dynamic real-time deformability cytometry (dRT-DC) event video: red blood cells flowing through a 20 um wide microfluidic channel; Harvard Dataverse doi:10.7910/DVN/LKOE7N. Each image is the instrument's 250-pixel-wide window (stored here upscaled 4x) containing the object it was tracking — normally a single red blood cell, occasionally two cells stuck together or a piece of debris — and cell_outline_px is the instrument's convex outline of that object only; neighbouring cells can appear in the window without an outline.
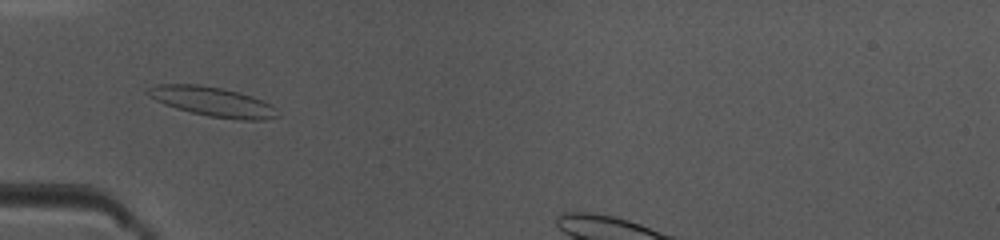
{"species": "common noctule bat (a hibernating species)", "species_latin": "Nyctalus noctula", "temperature_condition": "warm", "stored_images_in_passage": 45, "camera_frame_rate_fps": 3000, "um_per_image_px": 0.085, "animal": {"sex": "female", "body_mass_g": 10.0, "forearm_length_mm": 53.1}, "frame": {"image": 1, "passage_image": 16, "time_ms": 5.0, "image_size_px": [1000, 240], "cell_outline_px": [[280, 116], [264, 120], [244, 120], [208, 116], [176, 108], [164, 104], [156, 100], [148, 92], [148, 88], [156, 84], [196, 84], [220, 88], [252, 96], [272, 104], [276, 108]], "centroid_in_image_um": [18.13, 8.65], "position_along_channel_um": 66.9, "area_um2": 22.02}}
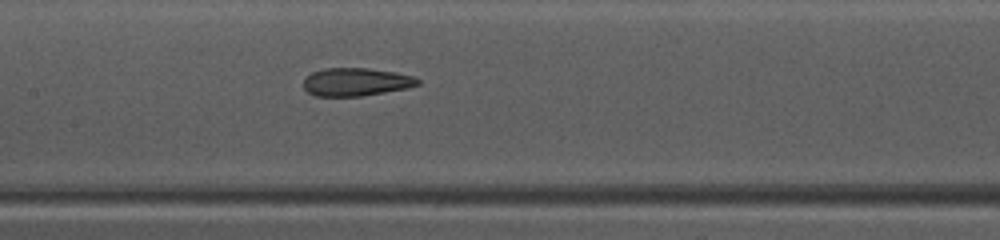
{"frame": {"image": 2, "passage_image": 24, "time_ms": 7.667, "image_size_px": [1000, 240], "cell_outline_px": [[420, 84], [408, 88], [360, 96], [316, 96], [308, 92], [304, 88], [304, 80], [312, 72], [324, 68], [368, 68], [396, 72], [416, 76], [420, 80]], "centroid_in_image_um": [30.3, 6.96], "position_along_channel_um": 177.1, "area_um2": 18.73}}
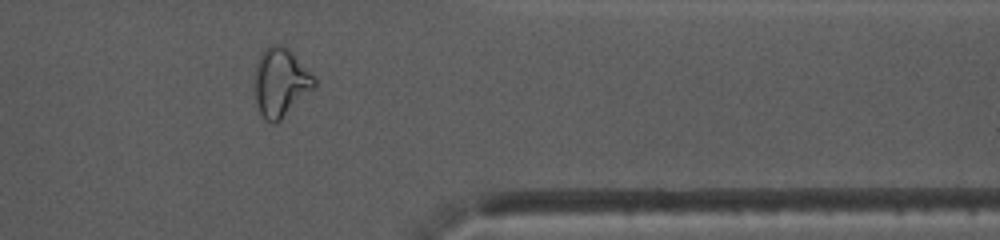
{"frame": {"image": 3, "passage_image": 40, "time_ms": 13.0, "image_size_px": [1000, 240], "cell_outline_px": [[316, 88], [276, 124], [272, 124], [264, 120], [256, 104], [252, 84], [256, 64], [264, 48], [268, 44], [280, 44], [288, 48], [316, 76]], "centroid_in_image_um": [23.84, 7.01], "position_along_channel_um": 387.6, "area_um2": 24.74}}